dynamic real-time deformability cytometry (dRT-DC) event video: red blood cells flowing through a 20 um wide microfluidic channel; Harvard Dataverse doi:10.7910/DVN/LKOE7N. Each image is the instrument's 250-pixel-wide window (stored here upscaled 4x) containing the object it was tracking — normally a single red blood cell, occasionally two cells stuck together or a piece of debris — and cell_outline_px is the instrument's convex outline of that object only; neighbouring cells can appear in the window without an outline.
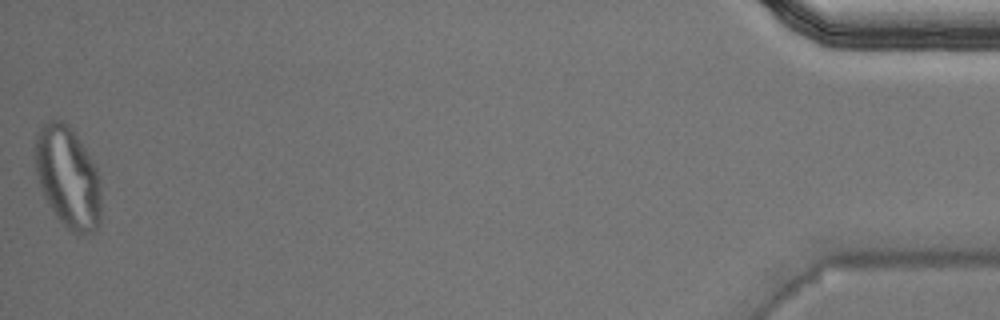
{"species": "Egyptian fruit bat (a non-hibernating species)", "species_latin": "Rousettus aegyptiacus", "temperature_condition": "warm", "stored_images_in_passage": 50, "camera_frame_rate_fps": 3000, "um_per_image_px": 0.085, "animal": {"sex": "male"}, "frame": {"image": 1, "passage_image": 50, "time_ms": 16.333, "image_size_px": [1000, 320], "cell_outline_px": [[100, 220], [96, 232], [72, 232], [56, 216], [44, 196], [36, 172], [36, 132], [48, 120], [60, 120], [68, 124], [72, 128], [96, 168], [100, 180]], "centroid_in_image_um": [5.78, 15.05], "position_along_channel_um": 429.4, "area_um2": 38.44}, "authors_computed_cell_mechanics": {"area_um2": 23.4668, "velocity_mm_per_s": 3.9898, "shape_relaxation_time_tau1_ms": null, "shape_relaxation_time_tau2_ms": 1.1168, "deformation_change_tau1": null, "deformation_change_tau2": 0.085}}